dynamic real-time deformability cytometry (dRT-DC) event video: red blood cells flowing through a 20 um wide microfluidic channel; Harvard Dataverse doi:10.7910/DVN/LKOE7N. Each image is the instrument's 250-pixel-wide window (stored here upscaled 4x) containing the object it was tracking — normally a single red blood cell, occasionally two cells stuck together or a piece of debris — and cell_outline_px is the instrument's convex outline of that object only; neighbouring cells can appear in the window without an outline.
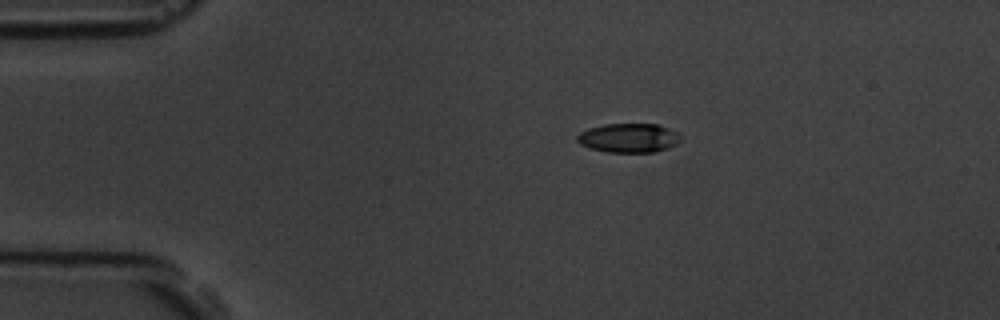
{"species": "common noctule bat (a hibernating species)", "species_latin": "Nyctalus noctula", "temperature_condition": "room temperature", "stored_images_in_passage": 4, "camera_frame_rate_fps": 3000, "um_per_image_px": 0.085, "animal": {"sex": "male", "body_mass_g": 19.5, "forearm_length_mm": 54.6}, "frame": {"image": 1, "passage_image": 1, "time_ms": 0.0, "image_size_px": [1000, 320], "cell_outline_px": [[680, 140], [676, 144], [668, 148], [652, 152], [608, 152], [592, 148], [580, 144], [576, 140], [576, 136], [580, 132], [588, 128], [604, 124], [656, 124], [668, 128], [676, 132], [680, 136]], "centroid_in_image_um": [53.42, 11.72], "position_along_channel_um": 31.6, "area_um2": 17.46}}
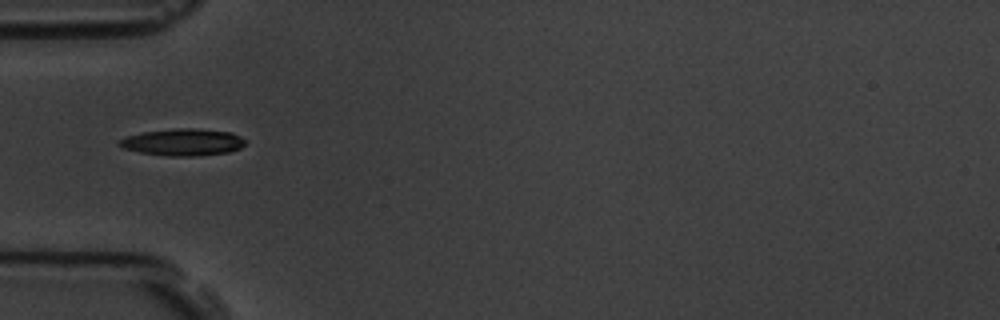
{"frame": {"image": 2, "passage_image": 3, "time_ms": 2.333, "image_size_px": [1000, 320], "cell_outline_px": [[244, 144], [240, 148], [228, 152], [196, 156], [168, 156], [140, 152], [124, 148], [116, 144], [120, 140], [128, 136], [144, 132], [176, 128], [192, 128], [232, 132], [240, 136], [244, 140]], "centroid_in_image_um": [15.55, 12.08], "position_along_channel_um": 69.4, "area_um2": 19.59}}
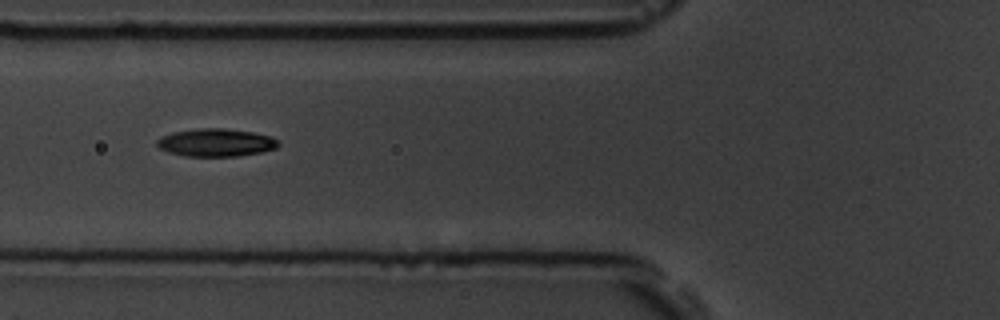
{"frame": {"image": 3, "passage_image": 4, "time_ms": 3.333, "image_size_px": [1000, 320], "cell_outline_px": [[280, 144], [276, 148], [260, 152], [236, 156], [184, 156], [168, 152], [160, 148], [156, 144], [156, 140], [160, 136], [172, 132], [200, 128], [224, 128], [252, 132], [272, 136], [280, 140]], "centroid_in_image_um": [18.35, 12.11], "position_along_channel_um": 107.4, "area_um2": 19.83}}